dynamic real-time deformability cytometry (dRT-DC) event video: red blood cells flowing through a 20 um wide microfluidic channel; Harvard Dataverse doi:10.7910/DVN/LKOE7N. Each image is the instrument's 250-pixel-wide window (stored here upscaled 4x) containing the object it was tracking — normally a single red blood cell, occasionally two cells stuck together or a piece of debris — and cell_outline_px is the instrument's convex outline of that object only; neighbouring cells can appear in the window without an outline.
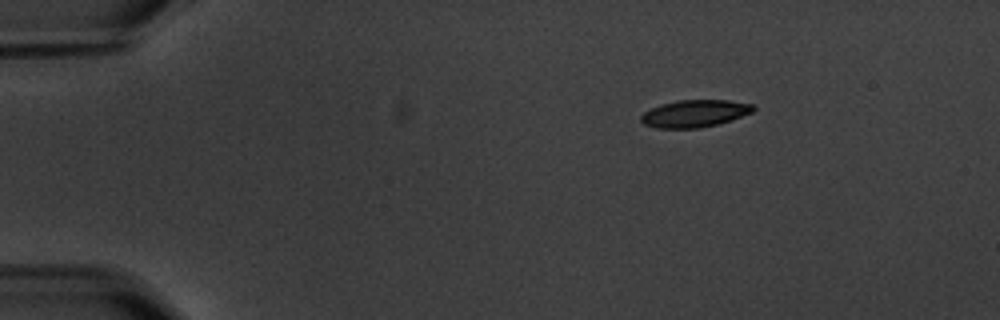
{"species": "common noctule bat (a hibernating species)", "species_latin": "Nyctalus noctula", "temperature_condition": "warm", "stored_images_in_passage": 6, "camera_frame_rate_fps": 3000, "um_per_image_px": 0.085, "animal": {"sex": "male", "body_mass_g": 20.1, "forearm_length_mm": 53.5}, "frame": {"image": 1, "passage_image": 6, "time_ms": 6.0, "image_size_px": [1000, 320], "cell_outline_px": [[756, 108], [752, 112], [716, 124], [700, 128], [656, 128], [644, 124], [640, 120], [640, 116], [644, 112], [652, 108], [664, 104], [680, 100], [728, 100], [752, 104]], "centroid_in_image_um": [59.02, 9.65], "position_along_channel_um": 26.0, "area_um2": 17.51}}